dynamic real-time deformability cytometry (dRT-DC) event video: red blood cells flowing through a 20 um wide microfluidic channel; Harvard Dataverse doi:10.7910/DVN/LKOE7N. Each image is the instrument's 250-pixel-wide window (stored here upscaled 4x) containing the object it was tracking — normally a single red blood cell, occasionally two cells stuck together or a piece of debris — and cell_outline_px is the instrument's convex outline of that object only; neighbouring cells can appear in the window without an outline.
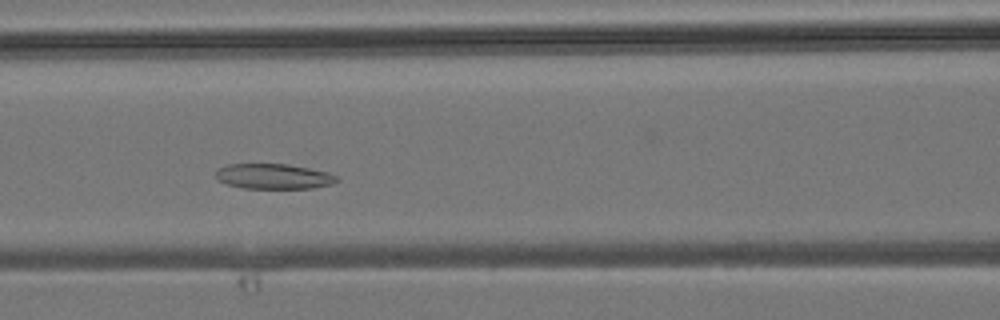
{"species": "common noctule bat (a hibernating species)", "species_latin": "Nyctalus noctula", "temperature_condition": "room temperature", "stored_images_in_passage": 32, "camera_frame_rate_fps": 3000, "um_per_image_px": 0.085, "animal": {"sex": "male", "body_mass_g": 19.2, "forearm_length_mm": 51.8}, "frame": {"image": 1, "passage_image": 14, "time_ms": 4.333, "image_size_px": [1000, 320], "cell_outline_px": [[340, 180], [332, 184], [312, 188], [244, 188], [228, 184], [220, 180], [216, 176], [216, 168], [228, 164], [288, 164], [328, 172], [336, 176]], "centroid_in_image_um": [23.27, 14.98], "position_along_channel_um": 143.3, "area_um2": 17.69}}
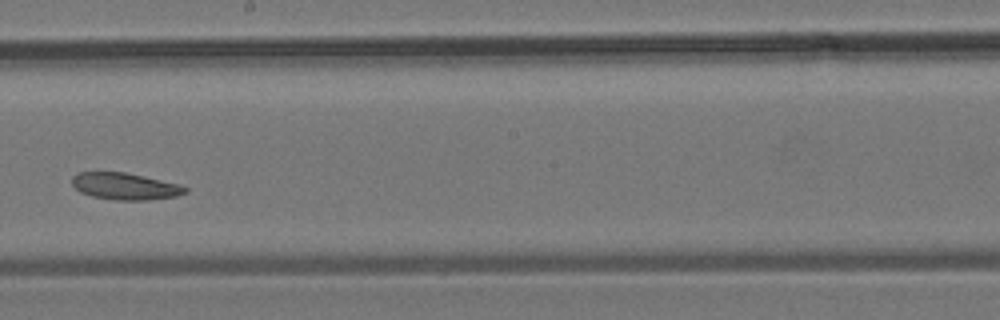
{"frame": {"image": 2, "passage_image": 20, "time_ms": 6.333, "image_size_px": [1000, 320], "cell_outline_px": [[188, 192], [176, 196], [148, 200], [116, 200], [92, 196], [80, 192], [72, 184], [72, 176], [76, 172], [124, 172], [144, 176], [180, 184], [188, 188]], "centroid_in_image_um": [10.64, 15.83], "position_along_channel_um": 237.6, "area_um2": 17.74}}
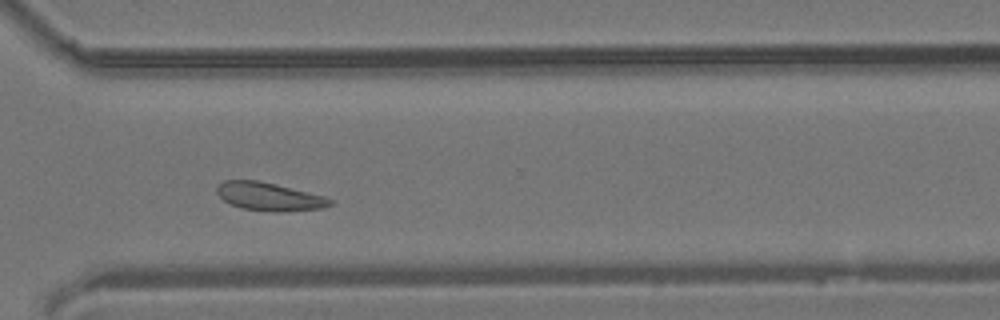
{"frame": {"image": 3, "passage_image": 27, "time_ms": 8.667, "image_size_px": [1000, 320], "cell_outline_px": [[332, 204], [320, 208], [276, 212], [240, 208], [224, 200], [216, 192], [216, 188], [224, 180], [256, 180], [276, 184], [324, 196], [332, 200]], "centroid_in_image_um": [22.85, 16.7], "position_along_channel_um": 347.8, "area_um2": 18.26}}